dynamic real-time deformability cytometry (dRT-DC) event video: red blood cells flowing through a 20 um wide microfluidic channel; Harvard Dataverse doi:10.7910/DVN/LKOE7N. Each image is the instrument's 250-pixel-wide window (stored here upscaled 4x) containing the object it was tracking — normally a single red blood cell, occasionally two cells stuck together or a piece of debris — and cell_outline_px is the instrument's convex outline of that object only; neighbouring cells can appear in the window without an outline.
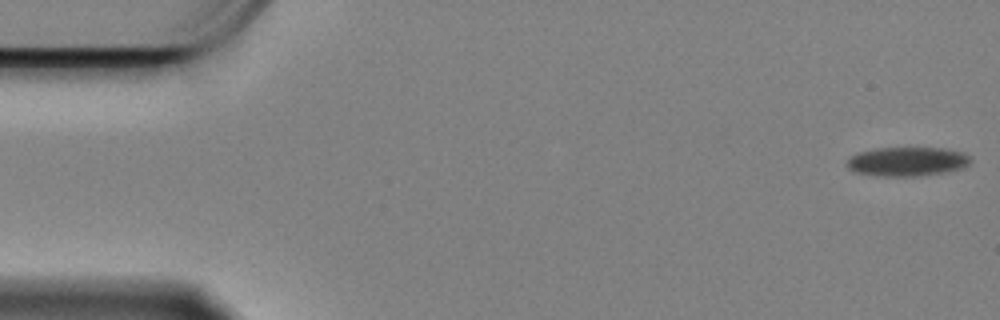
{"species": "Egyptian fruit bat (a non-hibernating species)", "species_latin": "Rousettus aegyptiacus", "temperature_condition": "cold", "stored_images_in_passage": 59, "camera_frame_rate_fps": 3000, "um_per_image_px": 0.085, "animal": {"sex": "female"}, "frame": {"image": 1, "passage_image": 1, "time_ms": 0.0, "image_size_px": [1000, 320], "cell_outline_px": [[968, 164], [960, 168], [920, 176], [884, 176], [856, 172], [848, 168], [848, 160], [852, 156], [860, 152], [880, 148], [940, 148], [960, 152], [968, 156]], "centroid_in_image_um": [77.07, 13.73], "position_along_channel_um": 7.9, "area_um2": 20.23}}
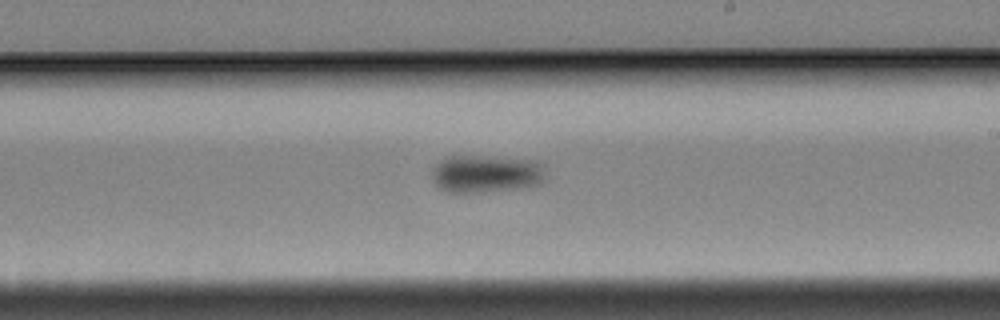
{"frame": {"image": 2, "passage_image": 34, "time_ms": 11.0, "image_size_px": [1000, 320], "cell_outline_px": [[544, 164], [540, 184], [516, 188], [476, 192], [444, 192], [432, 180], [432, 172], [448, 156], [476, 156], [536, 160]], "centroid_in_image_um": [41.31, 14.77], "position_along_channel_um": 247.7, "area_um2": 24.33}}
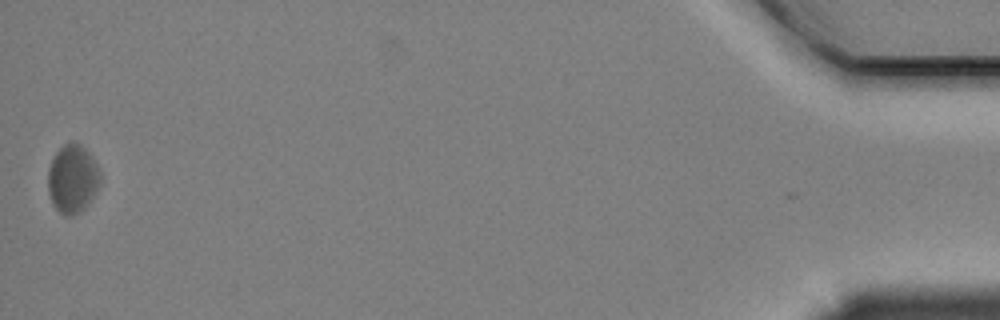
{"frame": {"image": 3, "passage_image": 59, "time_ms": 19.333, "image_size_px": [1000, 320], "cell_outline_px": [[100, 184], [88, 204], [84, 208], [72, 216], [64, 216], [52, 204], [48, 192], [48, 168], [56, 152], [64, 144], [72, 140], [80, 144], [88, 152], [96, 164], [100, 172]], "centroid_in_image_um": [6.15, 15.2], "position_along_channel_um": 429.0, "area_um2": 20.81}, "authors_computed_cell_mechanics": {"area_um2": 21.9062, "velocity_mm_per_s": 3.3093, "shape_relaxation_time_tau1_ms": 3.6814, "shape_relaxation_time_tau2_ms": null, "deformation_change_tau1": 0.0638, "deformation_change_tau2": null}}